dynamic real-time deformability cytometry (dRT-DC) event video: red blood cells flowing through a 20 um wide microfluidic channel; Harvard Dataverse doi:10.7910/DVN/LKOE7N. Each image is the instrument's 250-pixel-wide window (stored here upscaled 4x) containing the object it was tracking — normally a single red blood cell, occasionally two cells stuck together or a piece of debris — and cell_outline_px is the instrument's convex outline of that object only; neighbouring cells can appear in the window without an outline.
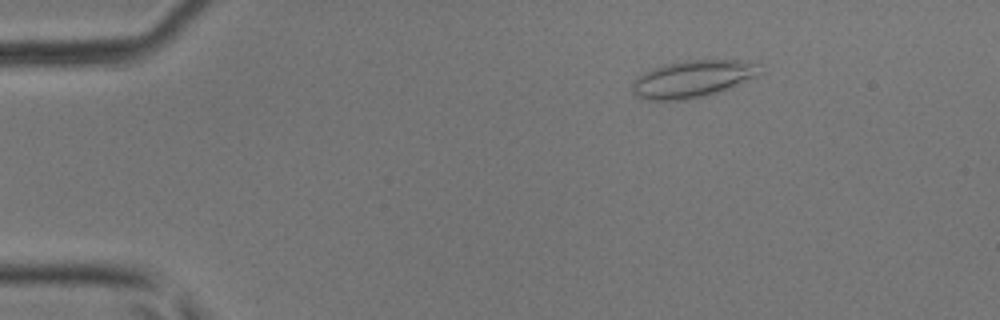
{"species": "common noctule bat (a hibernating species)", "species_latin": "Nyctalus noctula", "temperature_condition": "room temperature", "stored_images_in_passage": 45, "camera_frame_rate_fps": 3000, "um_per_image_px": 0.085, "animal": {"sex": "male", "body_mass_g": 17.9, "forearm_length_mm": 54.2}, "frame": {"image": 1, "passage_image": 5, "time_ms": 1.333, "image_size_px": [1000, 320], "cell_outline_px": [[764, 72], [756, 76], [728, 88], [704, 96], [688, 100], [648, 100], [636, 96], [632, 92], [632, 84], [644, 72], [652, 68], [664, 64], [684, 60], [748, 60], [760, 64]], "centroid_in_image_um": [58.91, 6.69], "position_along_channel_um": 26.1, "area_um2": 27.69}}
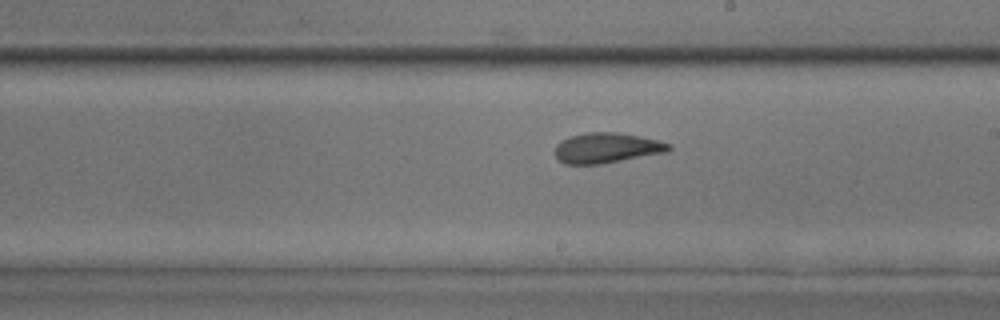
{"frame": {"image": 2, "passage_image": 25, "time_ms": 8.0, "image_size_px": [1000, 320], "cell_outline_px": [[672, 148], [668, 152], [600, 164], [564, 164], [556, 156], [556, 144], [560, 140], [568, 136], [588, 132], [616, 132], [640, 136], [672, 144]], "centroid_in_image_um": [51.57, 12.57], "position_along_channel_um": 237.4, "area_um2": 20.11}}
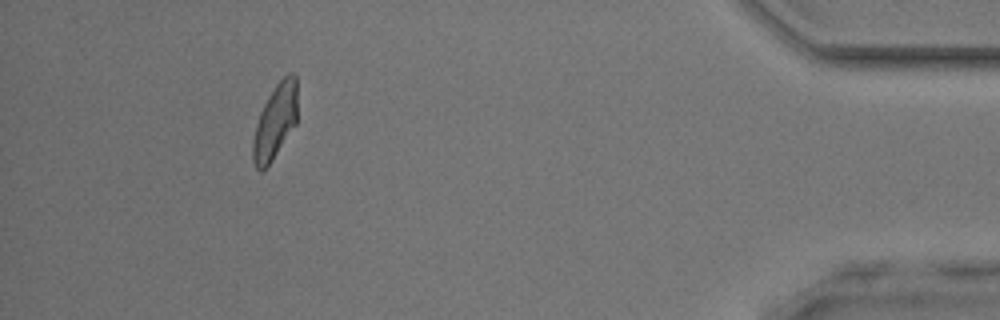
{"frame": {"image": 3, "passage_image": 41, "time_ms": 13.333, "image_size_px": [1000, 320], "cell_outline_px": [[296, 124], [272, 160], [260, 172], [256, 168], [252, 160], [252, 140], [256, 124], [260, 112], [268, 96], [276, 84], [288, 72], [292, 72], [296, 76]], "centroid_in_image_um": [23.37, 10.33], "position_along_channel_um": 411.8, "area_um2": 19.25}}